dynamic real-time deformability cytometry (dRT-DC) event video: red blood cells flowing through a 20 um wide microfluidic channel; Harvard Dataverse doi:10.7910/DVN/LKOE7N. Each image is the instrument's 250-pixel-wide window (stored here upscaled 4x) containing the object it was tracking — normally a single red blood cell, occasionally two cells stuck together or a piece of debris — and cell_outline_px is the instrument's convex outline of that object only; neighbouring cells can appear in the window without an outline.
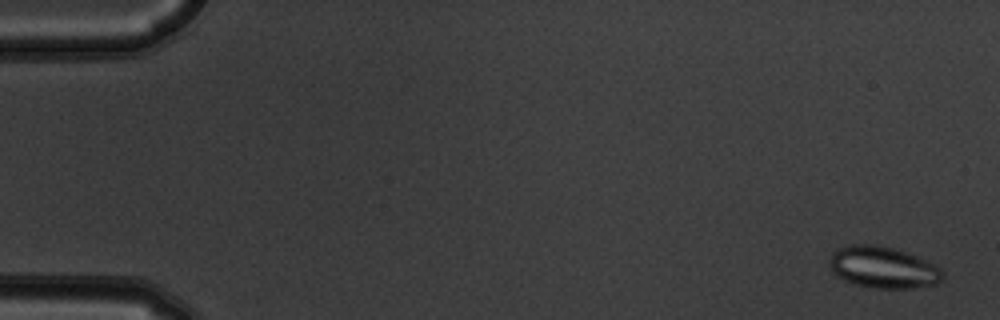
{"species": "common noctule bat (a hibernating species)", "species_latin": "Nyctalus noctula", "temperature_condition": "warm", "stored_images_in_passage": 6, "camera_frame_rate_fps": 3000, "um_per_image_px": 0.085, "animal": {"sex": "male", "body_mass_g": 19.5, "forearm_length_mm": 54.6}, "frame": {"image": 1, "passage_image": 1, "time_ms": 0.0, "image_size_px": [1000, 320], "cell_outline_px": [[944, 276], [936, 284], [912, 288], [872, 288], [856, 284], [844, 280], [836, 276], [832, 272], [828, 260], [832, 252], [836, 248], [852, 244], [876, 244], [892, 248], [916, 256], [940, 268]], "centroid_in_image_um": [75.0, 22.72], "position_along_channel_um": 10.0, "area_um2": 27.4}}
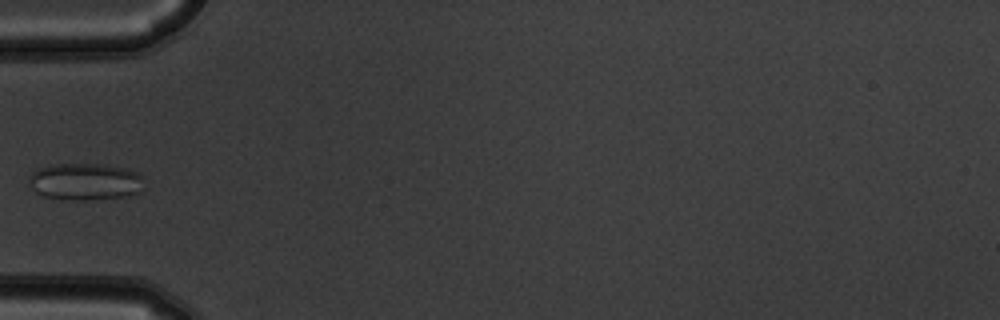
{"frame": {"image": 2, "passage_image": 6, "time_ms": 1.667, "image_size_px": [1000, 320], "cell_outline_px": [[144, 188], [140, 192], [128, 196], [84, 200], [64, 200], [44, 196], [36, 192], [32, 188], [28, 180], [28, 176], [36, 168], [52, 164], [104, 164], [124, 168], [136, 172], [140, 176]], "centroid_in_image_um": [7.2, 15.44], "position_along_channel_um": 77.8, "area_um2": 25.03}}